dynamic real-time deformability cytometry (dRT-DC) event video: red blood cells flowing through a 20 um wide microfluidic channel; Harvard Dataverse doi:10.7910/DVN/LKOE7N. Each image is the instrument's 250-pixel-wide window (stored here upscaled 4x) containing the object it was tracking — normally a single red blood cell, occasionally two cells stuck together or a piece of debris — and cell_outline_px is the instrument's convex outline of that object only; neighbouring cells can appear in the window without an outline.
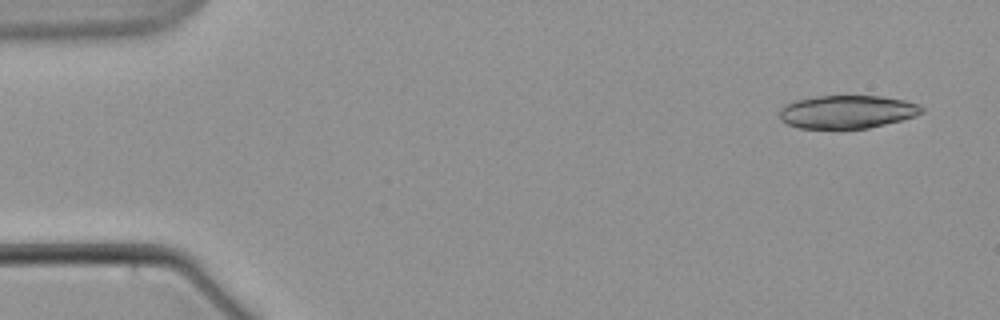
{"species": "common noctule bat (a hibernating species)", "species_latin": "Nyctalus noctula", "temperature_condition": "warm", "stored_images_in_passage": 11, "camera_frame_rate_fps": 3000, "um_per_image_px": 0.085, "animal": {"sex": "male", "body_mass_g": 21.5, "forearm_length_mm": 52.0}, "frame": {"image": 1, "passage_image": 1, "time_ms": 0.0, "image_size_px": [1000, 320], "cell_outline_px": [[924, 112], [916, 116], [868, 128], [800, 128], [788, 124], [780, 120], [780, 108], [784, 104], [796, 100], [820, 96], [880, 96], [904, 100], [920, 104], [924, 108]], "centroid_in_image_um": [72.02, 9.5], "position_along_channel_um": 13.0, "area_um2": 27.4}}